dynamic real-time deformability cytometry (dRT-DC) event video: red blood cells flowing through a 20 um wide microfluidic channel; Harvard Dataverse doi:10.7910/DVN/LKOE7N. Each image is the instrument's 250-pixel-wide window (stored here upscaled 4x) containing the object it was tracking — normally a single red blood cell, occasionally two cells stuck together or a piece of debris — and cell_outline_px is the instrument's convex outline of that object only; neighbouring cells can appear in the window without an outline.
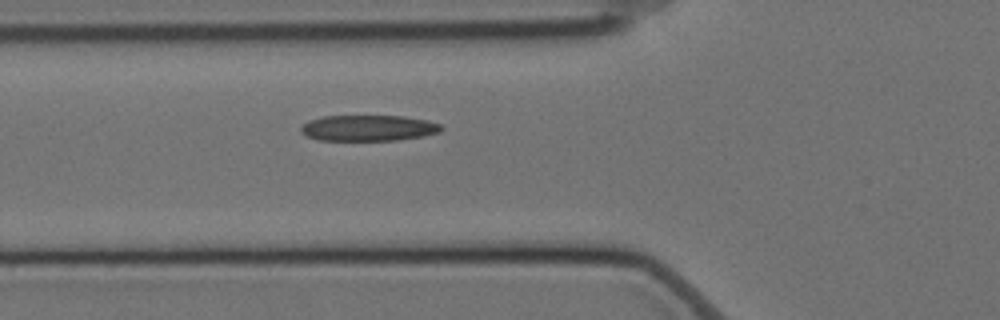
{"species": "Egyptian fruit bat (a non-hibernating species)", "species_latin": "Rousettus aegyptiacus", "temperature_condition": "cold", "stored_images_in_passage": 32, "camera_frame_rate_fps": 3000, "um_per_image_px": 0.085, "animal": {"sex": "female"}, "frame": {"image": 1, "passage_image": 3, "time_ms": 0.667, "image_size_px": [1000, 320], "cell_outline_px": [[444, 128], [440, 132], [424, 136], [396, 140], [316, 140], [300, 132], [300, 128], [308, 120], [324, 116], [404, 116], [428, 120], [440, 124]], "centroid_in_image_um": [31.33, 10.88], "position_along_channel_um": 94.5, "area_um2": 21.27}}
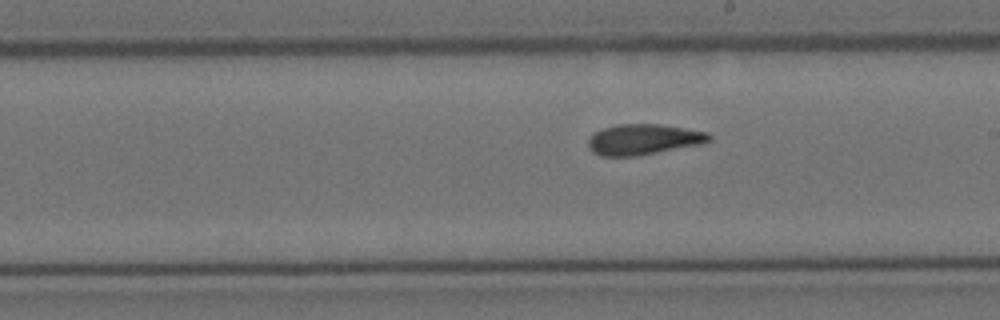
{"frame": {"image": 2, "passage_image": 15, "time_ms": 4.667, "image_size_px": [1000, 320], "cell_outline_px": [[712, 140], [704, 144], [636, 156], [600, 156], [592, 152], [588, 148], [588, 140], [596, 132], [604, 128], [616, 124], [660, 124], [708, 132], [712, 136]], "centroid_in_image_um": [54.73, 11.86], "position_along_channel_um": 234.3, "area_um2": 21.73}}
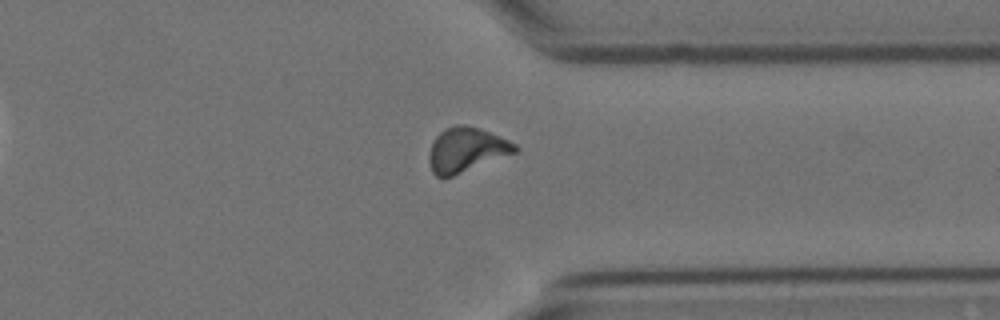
{"frame": {"image": 3, "passage_image": 27, "time_ms": 8.667, "image_size_px": [1000, 320], "cell_outline_px": [[520, 148], [516, 152], [444, 180], [436, 176], [432, 172], [428, 160], [428, 156], [432, 140], [444, 128], [456, 124], [464, 124], [480, 128], [508, 140], [516, 144]], "centroid_in_image_um": [39.59, 12.75], "position_along_channel_um": 371.8, "area_um2": 22.72}, "authors_computed_cell_mechanics": {"area_um2": 21.4149, "velocity_mm_per_s": 3.4838, "shape_relaxation_time_tau1_ms": 9.5061, "shape_relaxation_time_tau2_ms": 1.8728, "deformation_change_tau1": 0.2257, "deformation_change_tau2": 0.0929}}